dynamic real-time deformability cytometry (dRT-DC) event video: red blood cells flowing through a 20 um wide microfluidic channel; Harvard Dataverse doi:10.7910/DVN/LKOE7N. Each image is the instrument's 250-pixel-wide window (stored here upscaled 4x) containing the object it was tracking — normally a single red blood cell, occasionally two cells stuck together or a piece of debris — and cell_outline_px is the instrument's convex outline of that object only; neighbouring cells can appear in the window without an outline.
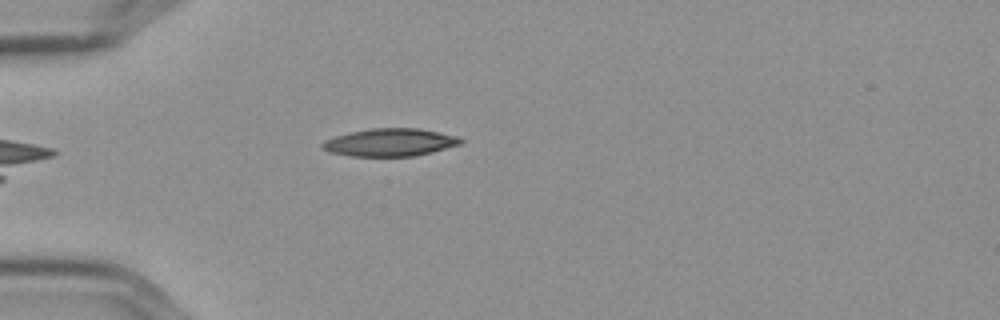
{"species": "Egyptian fruit bat (a non-hibernating species)", "species_latin": "Rousettus aegyptiacus", "temperature_condition": "cold", "stored_images_in_passage": 41, "camera_frame_rate_fps": 3000, "um_per_image_px": 0.085, "frame": {"image": 1, "passage_image": 1, "time_ms": 0.0, "image_size_px": [1000, 320], "cell_outline_px": [[464, 140], [460, 144], [432, 152], [416, 156], [348, 156], [328, 152], [320, 148], [320, 144], [324, 140], [336, 136], [352, 132], [372, 128], [420, 128], [456, 136]], "centroid_in_image_um": [33.11, 12.11], "position_along_channel_um": 51.9, "area_um2": 22.37}}
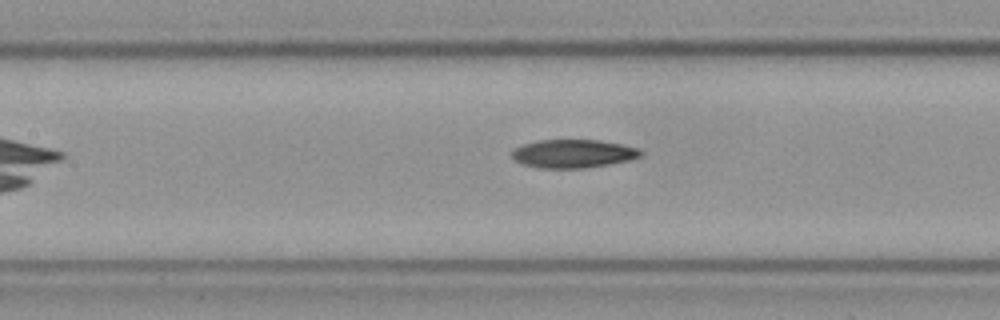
{"frame": {"image": 2, "passage_image": 11, "time_ms": 3.333, "image_size_px": [1000, 320], "cell_outline_px": [[644, 156], [632, 160], [588, 168], [540, 168], [520, 164], [512, 156], [512, 152], [516, 148], [524, 144], [540, 140], [600, 140], [640, 148], [644, 152]], "centroid_in_image_um": [48.8, 13.07], "position_along_channel_um": 158.6, "area_um2": 21.5}}
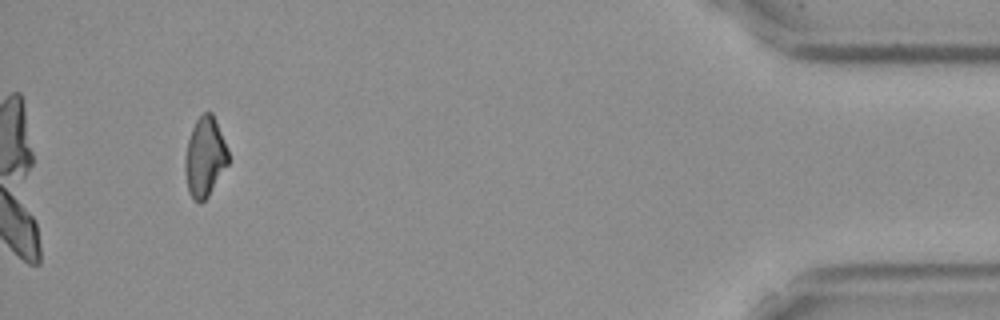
{"frame": {"image": 3, "passage_image": 38, "time_ms": 12.333, "image_size_px": [1000, 320], "cell_outline_px": [[228, 164], [208, 196], [200, 204], [192, 200], [188, 192], [184, 172], [184, 160], [188, 140], [192, 128], [196, 120], [204, 112], [212, 112], [216, 120], [224, 140], [228, 152]], "centroid_in_image_um": [17.39, 13.38], "position_along_channel_um": 417.8, "area_um2": 20.11}, "authors_computed_cell_mechanics": {"area_um2": 21.2704, "velocity_mm_per_s": 3.5967, "shape_relaxation_time_tau1_ms": 8.3914, "shape_relaxation_time_tau2_ms": null, "deformation_change_tau1": 0.1802, "deformation_change_tau2": null}}